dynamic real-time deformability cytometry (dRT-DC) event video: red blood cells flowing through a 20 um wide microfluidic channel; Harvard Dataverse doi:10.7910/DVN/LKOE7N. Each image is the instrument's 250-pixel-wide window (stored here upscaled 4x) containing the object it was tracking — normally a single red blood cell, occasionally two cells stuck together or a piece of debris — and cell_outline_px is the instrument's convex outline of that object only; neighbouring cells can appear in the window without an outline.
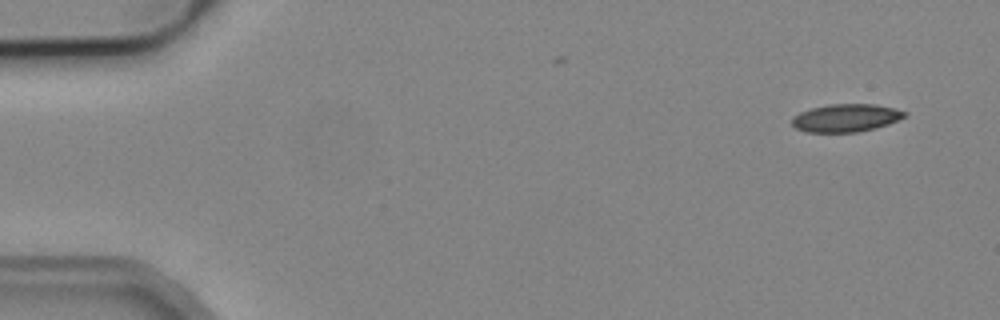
{"species": "common noctule bat (a hibernating species)", "species_latin": "Nyctalus noctula", "temperature_condition": "cold", "stored_images_in_passage": 5, "camera_frame_rate_fps": 3000, "um_per_image_px": 0.085, "animal": {"sex": "male", "body_mass_g": 19.2, "forearm_length_mm": 51.8}, "frame": {"image": 1, "passage_image": 1, "time_ms": 0.0, "image_size_px": [1000, 320], "cell_outline_px": [[908, 116], [888, 124], [876, 128], [860, 132], [804, 132], [796, 128], [792, 124], [792, 120], [800, 112], [812, 108], [828, 104], [876, 104], [896, 108], [908, 112]], "centroid_in_image_um": [71.97, 10.02], "position_along_channel_um": 13.0, "area_um2": 18.44}}
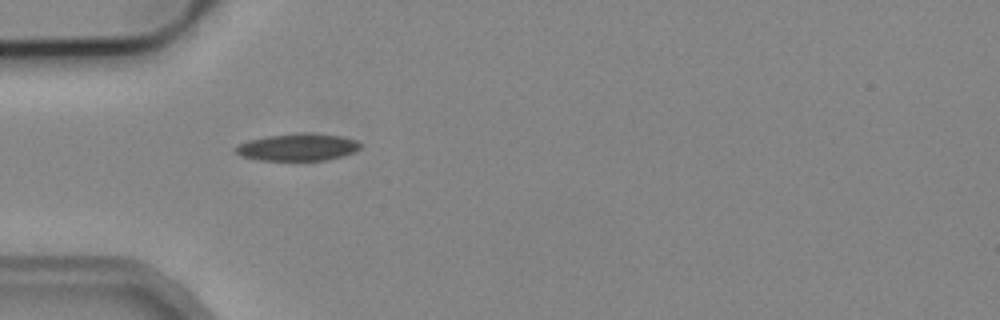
{"frame": {"image": 2, "passage_image": 5, "time_ms": 4.333, "image_size_px": [1000, 320], "cell_outline_px": [[360, 148], [356, 152], [344, 156], [324, 160], [260, 160], [240, 156], [232, 152], [232, 148], [248, 140], [268, 136], [300, 132], [312, 132], [344, 136], [356, 140], [360, 144]], "centroid_in_image_um": [25.3, 12.5], "position_along_channel_um": 59.7, "area_um2": 20.17}}